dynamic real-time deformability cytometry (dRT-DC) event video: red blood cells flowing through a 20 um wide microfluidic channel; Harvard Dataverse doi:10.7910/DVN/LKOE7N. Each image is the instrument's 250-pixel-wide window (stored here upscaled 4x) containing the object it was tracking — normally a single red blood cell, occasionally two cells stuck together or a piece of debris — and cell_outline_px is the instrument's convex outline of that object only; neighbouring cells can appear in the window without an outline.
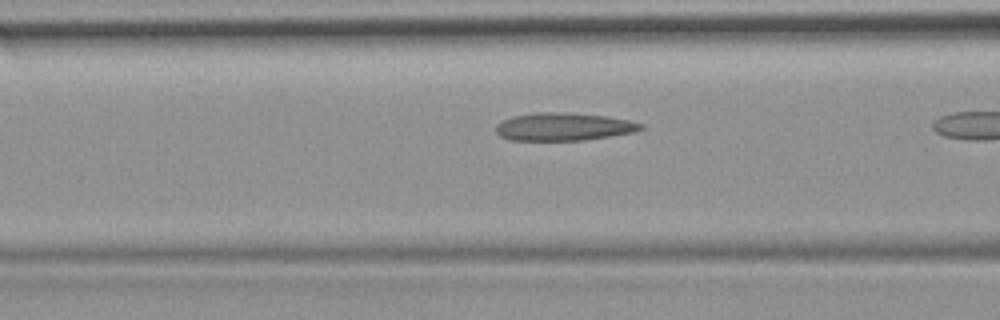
{"species": "common noctule bat (a hibernating species)", "species_latin": "Nyctalus noctula", "temperature_condition": "room temperature", "stored_images_in_passage": 14, "camera_frame_rate_fps": 3000, "um_per_image_px": 0.085, "animal": {"sex": "female", "body_mass_g": 19.9}, "frame": {"image": 1, "passage_image": 10, "time_ms": 3.0, "image_size_px": [1000, 320], "cell_outline_px": [[644, 128], [632, 132], [584, 140], [508, 140], [500, 136], [496, 132], [496, 124], [512, 116], [536, 112], [568, 112], [604, 116], [628, 120], [644, 124]], "centroid_in_image_um": [47.87, 10.76], "position_along_channel_um": 118.7, "area_um2": 23.41}}